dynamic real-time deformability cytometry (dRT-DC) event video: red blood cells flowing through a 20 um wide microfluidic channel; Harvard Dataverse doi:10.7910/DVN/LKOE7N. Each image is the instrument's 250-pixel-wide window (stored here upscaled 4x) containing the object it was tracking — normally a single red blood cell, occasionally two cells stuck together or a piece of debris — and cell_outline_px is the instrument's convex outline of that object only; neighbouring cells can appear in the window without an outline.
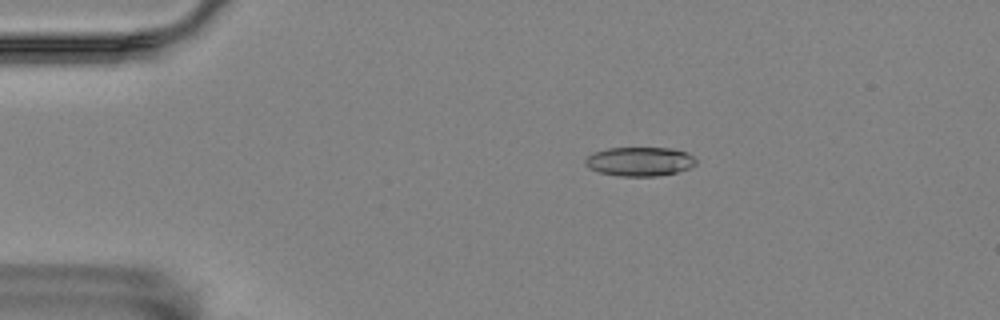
{"species": "Egyptian fruit bat (a non-hibernating species)", "species_latin": "Rousettus aegyptiacus", "temperature_condition": "room temperature", "stored_images_in_passage": 5, "camera_frame_rate_fps": 3000, "um_per_image_px": 0.085, "animal": {"sex": "female"}, "frame": {"image": 1, "passage_image": 3, "time_ms": 0.667, "image_size_px": [1000, 320], "cell_outline_px": [[696, 164], [688, 168], [676, 172], [656, 176], [620, 176], [600, 172], [588, 168], [584, 164], [584, 160], [592, 152], [608, 148], [668, 148], [688, 152], [696, 160]], "centroid_in_image_um": [54.34, 13.72], "position_along_channel_um": 30.7, "area_um2": 18.73}}
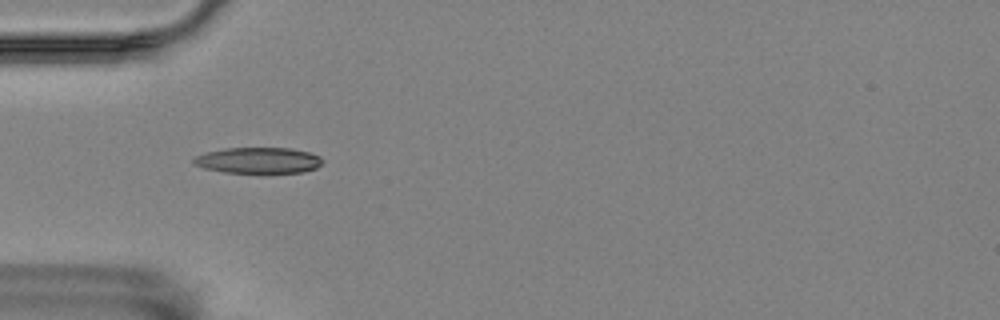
{"frame": {"image": 2, "passage_image": 4, "time_ms": 1.0, "image_size_px": [1000, 320], "cell_outline_px": [[324, 160], [316, 168], [304, 172], [224, 172], [204, 168], [192, 164], [192, 160], [196, 156], [208, 152], [224, 148], [292, 148], [308, 152], [320, 156]], "centroid_in_image_um": [21.96, 13.62], "position_along_channel_um": 63.0, "area_um2": 19.36}}